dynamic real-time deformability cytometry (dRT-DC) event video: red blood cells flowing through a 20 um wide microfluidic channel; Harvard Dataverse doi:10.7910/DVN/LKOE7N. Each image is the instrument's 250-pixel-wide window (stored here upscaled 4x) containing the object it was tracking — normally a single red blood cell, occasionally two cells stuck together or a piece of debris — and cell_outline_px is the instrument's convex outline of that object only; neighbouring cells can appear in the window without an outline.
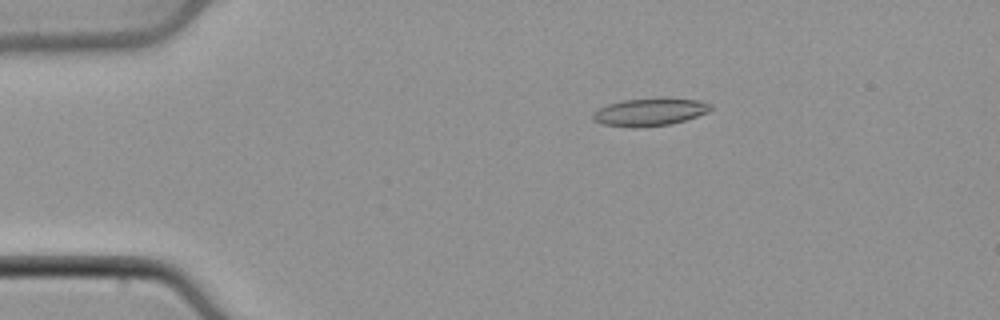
{"species": "common noctule bat (a hibernating species)", "species_latin": "Nyctalus noctula", "temperature_condition": "cold", "stored_images_in_passage": 49, "camera_frame_rate_fps": 3000, "um_per_image_px": 0.085, "animal": {"sex": "male", "body_mass_g": 21.5, "forearm_length_mm": 52.0}, "frame": {"image": 1, "passage_image": 9, "time_ms": 2.667, "image_size_px": [1000, 320], "cell_outline_px": [[712, 108], [708, 112], [672, 124], [636, 128], [632, 128], [600, 124], [592, 120], [592, 112], [608, 104], [620, 100], [700, 100], [712, 104]], "centroid_in_image_um": [55.16, 9.56], "position_along_channel_um": 29.8, "area_um2": 18.55}}
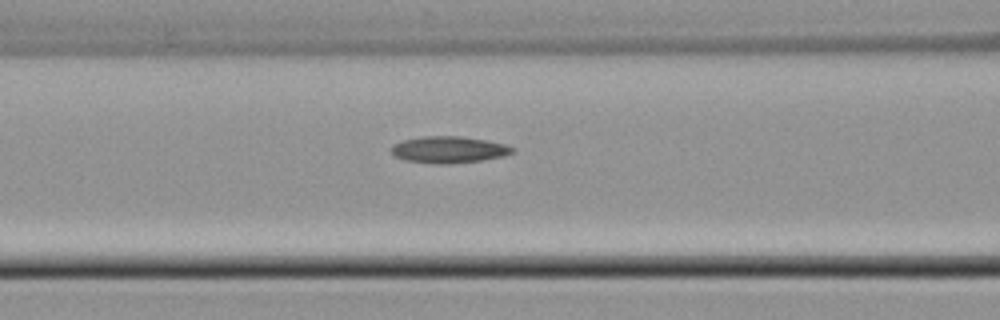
{"frame": {"image": 2, "passage_image": 20, "time_ms": 6.333, "image_size_px": [1000, 320], "cell_outline_px": [[516, 152], [504, 156], [480, 160], [448, 164], [432, 164], [404, 160], [396, 156], [392, 152], [392, 144], [404, 140], [424, 136], [460, 136], [484, 140], [504, 144], [516, 148]], "centroid_in_image_um": [38.16, 12.73], "position_along_channel_um": 128.4, "area_um2": 18.79}}
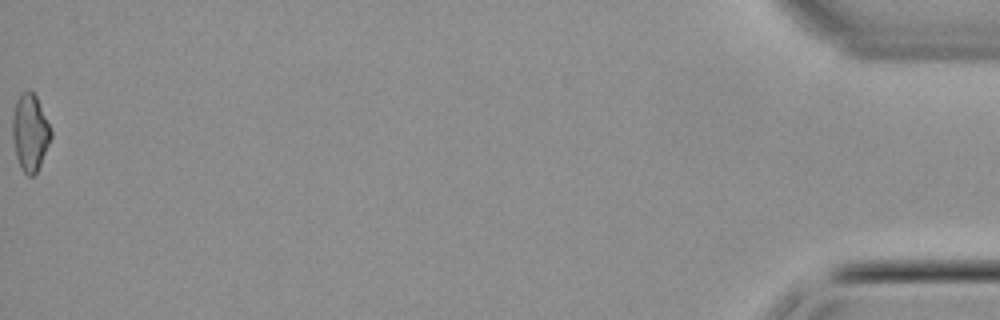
{"frame": {"image": 3, "passage_image": 49, "time_ms": 16.0, "image_size_px": [1000, 320], "cell_outline_px": [[52, 136], [40, 164], [36, 172], [32, 176], [28, 176], [24, 172], [16, 156], [12, 136], [12, 116], [16, 100], [20, 92], [28, 88], [36, 96], [52, 132]], "centroid_in_image_um": [2.53, 11.21], "position_along_channel_um": 432.7, "area_um2": 17.11}}